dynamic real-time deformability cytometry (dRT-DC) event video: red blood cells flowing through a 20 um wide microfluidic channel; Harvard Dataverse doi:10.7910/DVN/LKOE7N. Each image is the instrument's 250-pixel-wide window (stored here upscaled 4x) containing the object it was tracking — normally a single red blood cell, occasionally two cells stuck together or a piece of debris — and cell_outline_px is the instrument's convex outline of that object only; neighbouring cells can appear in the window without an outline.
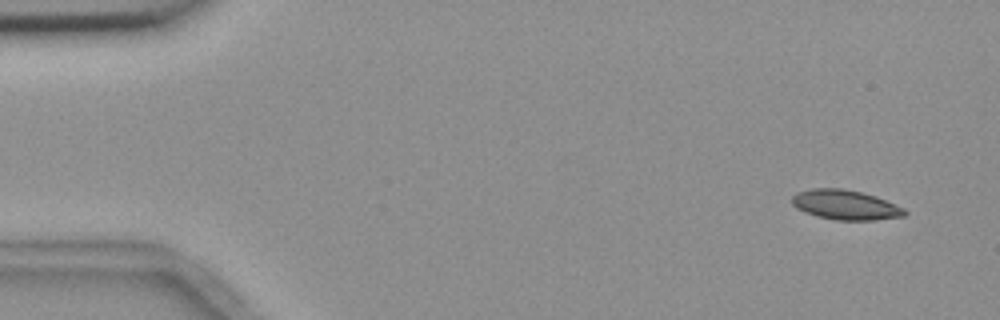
{"species": "common noctule bat (a hibernating species)", "species_latin": "Nyctalus noctula", "temperature_condition": "room temperature", "stored_images_in_passage": 5, "camera_frame_rate_fps": 3000, "um_per_image_px": 0.085, "animal": {"sex": "female", "body_mass_g": 18.4}, "frame": {"image": 1, "passage_image": 1, "time_ms": 0.0, "image_size_px": [1000, 320], "cell_outline_px": [[908, 212], [904, 216], [876, 220], [836, 220], [816, 216], [804, 212], [796, 208], [792, 204], [792, 196], [796, 192], [812, 188], [840, 188], [860, 192], [876, 196], [904, 208]], "centroid_in_image_um": [71.84, 17.41], "position_along_channel_um": 13.2, "area_um2": 19.59}}
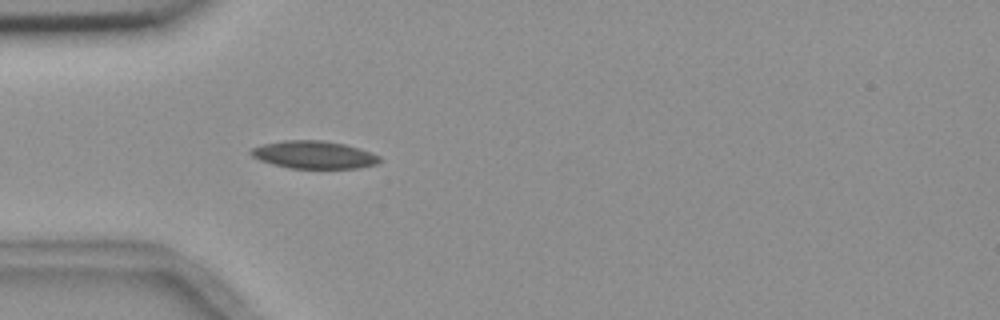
{"frame": {"image": 2, "passage_image": 5, "time_ms": 4.333, "image_size_px": [1000, 320], "cell_outline_px": [[380, 160], [376, 164], [360, 168], [288, 168], [272, 164], [260, 160], [252, 156], [248, 152], [252, 148], [264, 144], [284, 140], [324, 140], [344, 144], [360, 148], [380, 156]], "centroid_in_image_um": [26.68, 13.15], "position_along_channel_um": 58.3, "area_um2": 20.75}}